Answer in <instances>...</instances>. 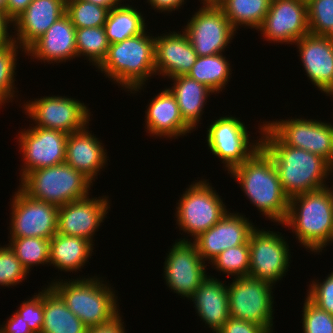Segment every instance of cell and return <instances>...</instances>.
Here are the masks:
<instances>
[{"label": "cell", "mask_w": 333, "mask_h": 333, "mask_svg": "<svg viewBox=\"0 0 333 333\" xmlns=\"http://www.w3.org/2000/svg\"><path fill=\"white\" fill-rule=\"evenodd\" d=\"M109 10L84 0H66V15L75 28L104 26Z\"/></svg>", "instance_id": "8d00e7d4"}, {"label": "cell", "mask_w": 333, "mask_h": 333, "mask_svg": "<svg viewBox=\"0 0 333 333\" xmlns=\"http://www.w3.org/2000/svg\"><path fill=\"white\" fill-rule=\"evenodd\" d=\"M31 60L44 63H63L77 58L76 28L65 14L27 50Z\"/></svg>", "instance_id": "603a6c76"}, {"label": "cell", "mask_w": 333, "mask_h": 333, "mask_svg": "<svg viewBox=\"0 0 333 333\" xmlns=\"http://www.w3.org/2000/svg\"><path fill=\"white\" fill-rule=\"evenodd\" d=\"M154 55L156 75L167 79L187 75L198 57L183 30L156 35Z\"/></svg>", "instance_id": "44dd1931"}, {"label": "cell", "mask_w": 333, "mask_h": 333, "mask_svg": "<svg viewBox=\"0 0 333 333\" xmlns=\"http://www.w3.org/2000/svg\"><path fill=\"white\" fill-rule=\"evenodd\" d=\"M84 1L105 7L108 10H111L112 8L121 5L117 0H84Z\"/></svg>", "instance_id": "681fc988"}, {"label": "cell", "mask_w": 333, "mask_h": 333, "mask_svg": "<svg viewBox=\"0 0 333 333\" xmlns=\"http://www.w3.org/2000/svg\"><path fill=\"white\" fill-rule=\"evenodd\" d=\"M19 187L30 197L57 207L88 196L93 183L65 162L28 172Z\"/></svg>", "instance_id": "8992f818"}, {"label": "cell", "mask_w": 333, "mask_h": 333, "mask_svg": "<svg viewBox=\"0 0 333 333\" xmlns=\"http://www.w3.org/2000/svg\"><path fill=\"white\" fill-rule=\"evenodd\" d=\"M328 96L333 98V91Z\"/></svg>", "instance_id": "db71d44e"}, {"label": "cell", "mask_w": 333, "mask_h": 333, "mask_svg": "<svg viewBox=\"0 0 333 333\" xmlns=\"http://www.w3.org/2000/svg\"><path fill=\"white\" fill-rule=\"evenodd\" d=\"M33 0H7L5 13L14 22Z\"/></svg>", "instance_id": "7dc6e473"}, {"label": "cell", "mask_w": 333, "mask_h": 333, "mask_svg": "<svg viewBox=\"0 0 333 333\" xmlns=\"http://www.w3.org/2000/svg\"><path fill=\"white\" fill-rule=\"evenodd\" d=\"M228 174L238 182L244 195L261 215L278 225L285 222L289 197L281 186L272 158L261 147Z\"/></svg>", "instance_id": "7a4b0ae2"}, {"label": "cell", "mask_w": 333, "mask_h": 333, "mask_svg": "<svg viewBox=\"0 0 333 333\" xmlns=\"http://www.w3.org/2000/svg\"><path fill=\"white\" fill-rule=\"evenodd\" d=\"M10 198L8 238L51 239L57 233L59 207L28 196L19 186Z\"/></svg>", "instance_id": "4fadbf2b"}, {"label": "cell", "mask_w": 333, "mask_h": 333, "mask_svg": "<svg viewBox=\"0 0 333 333\" xmlns=\"http://www.w3.org/2000/svg\"><path fill=\"white\" fill-rule=\"evenodd\" d=\"M201 4H218L221 0H199Z\"/></svg>", "instance_id": "f907efd6"}, {"label": "cell", "mask_w": 333, "mask_h": 333, "mask_svg": "<svg viewBox=\"0 0 333 333\" xmlns=\"http://www.w3.org/2000/svg\"><path fill=\"white\" fill-rule=\"evenodd\" d=\"M217 333H269L263 326L234 318H229Z\"/></svg>", "instance_id": "7bdbcfd3"}, {"label": "cell", "mask_w": 333, "mask_h": 333, "mask_svg": "<svg viewBox=\"0 0 333 333\" xmlns=\"http://www.w3.org/2000/svg\"><path fill=\"white\" fill-rule=\"evenodd\" d=\"M137 9L127 3L109 10L104 28L110 44L139 35L147 30L145 16Z\"/></svg>", "instance_id": "f546056e"}, {"label": "cell", "mask_w": 333, "mask_h": 333, "mask_svg": "<svg viewBox=\"0 0 333 333\" xmlns=\"http://www.w3.org/2000/svg\"><path fill=\"white\" fill-rule=\"evenodd\" d=\"M255 225L244 214L227 212L213 227L193 240L201 259L210 264L222 251L249 242Z\"/></svg>", "instance_id": "d6986e66"}, {"label": "cell", "mask_w": 333, "mask_h": 333, "mask_svg": "<svg viewBox=\"0 0 333 333\" xmlns=\"http://www.w3.org/2000/svg\"><path fill=\"white\" fill-rule=\"evenodd\" d=\"M256 31L261 32L266 42L294 45L309 34L306 0H272Z\"/></svg>", "instance_id": "e0dca14e"}, {"label": "cell", "mask_w": 333, "mask_h": 333, "mask_svg": "<svg viewBox=\"0 0 333 333\" xmlns=\"http://www.w3.org/2000/svg\"><path fill=\"white\" fill-rule=\"evenodd\" d=\"M94 244L82 237L56 233L50 239L49 265L63 272H78L89 262Z\"/></svg>", "instance_id": "83f0119b"}, {"label": "cell", "mask_w": 333, "mask_h": 333, "mask_svg": "<svg viewBox=\"0 0 333 333\" xmlns=\"http://www.w3.org/2000/svg\"><path fill=\"white\" fill-rule=\"evenodd\" d=\"M249 242L228 248L218 254L210 263L218 272L234 278L249 276Z\"/></svg>", "instance_id": "d590c367"}, {"label": "cell", "mask_w": 333, "mask_h": 333, "mask_svg": "<svg viewBox=\"0 0 333 333\" xmlns=\"http://www.w3.org/2000/svg\"><path fill=\"white\" fill-rule=\"evenodd\" d=\"M265 229L256 227L250 234L249 276L275 285L289 271L292 256L282 233Z\"/></svg>", "instance_id": "8fae6325"}, {"label": "cell", "mask_w": 333, "mask_h": 333, "mask_svg": "<svg viewBox=\"0 0 333 333\" xmlns=\"http://www.w3.org/2000/svg\"><path fill=\"white\" fill-rule=\"evenodd\" d=\"M272 0H221L218 5L235 30L247 27L257 30L270 8Z\"/></svg>", "instance_id": "1f68e13d"}, {"label": "cell", "mask_w": 333, "mask_h": 333, "mask_svg": "<svg viewBox=\"0 0 333 333\" xmlns=\"http://www.w3.org/2000/svg\"><path fill=\"white\" fill-rule=\"evenodd\" d=\"M19 51L26 54V51L15 41L0 48V107L12 102L15 99L14 97L18 98L15 93L19 91L15 87L16 78L14 77L17 74L16 62L19 59Z\"/></svg>", "instance_id": "e575fe53"}, {"label": "cell", "mask_w": 333, "mask_h": 333, "mask_svg": "<svg viewBox=\"0 0 333 333\" xmlns=\"http://www.w3.org/2000/svg\"><path fill=\"white\" fill-rule=\"evenodd\" d=\"M309 33L333 38V0H306Z\"/></svg>", "instance_id": "74e56055"}, {"label": "cell", "mask_w": 333, "mask_h": 333, "mask_svg": "<svg viewBox=\"0 0 333 333\" xmlns=\"http://www.w3.org/2000/svg\"><path fill=\"white\" fill-rule=\"evenodd\" d=\"M319 280L311 279L306 295L320 309L333 315V271L321 282Z\"/></svg>", "instance_id": "b9f144b4"}, {"label": "cell", "mask_w": 333, "mask_h": 333, "mask_svg": "<svg viewBox=\"0 0 333 333\" xmlns=\"http://www.w3.org/2000/svg\"><path fill=\"white\" fill-rule=\"evenodd\" d=\"M183 27L198 57L220 54L237 31L218 4H202Z\"/></svg>", "instance_id": "7c38bea8"}, {"label": "cell", "mask_w": 333, "mask_h": 333, "mask_svg": "<svg viewBox=\"0 0 333 333\" xmlns=\"http://www.w3.org/2000/svg\"><path fill=\"white\" fill-rule=\"evenodd\" d=\"M45 287L41 333H86L85 324L65 305L61 297L49 285Z\"/></svg>", "instance_id": "f1b7e54d"}, {"label": "cell", "mask_w": 333, "mask_h": 333, "mask_svg": "<svg viewBox=\"0 0 333 333\" xmlns=\"http://www.w3.org/2000/svg\"><path fill=\"white\" fill-rule=\"evenodd\" d=\"M7 245L28 273L35 265L37 267L40 264L42 266L49 264V239L40 237L10 238Z\"/></svg>", "instance_id": "836d02e7"}, {"label": "cell", "mask_w": 333, "mask_h": 333, "mask_svg": "<svg viewBox=\"0 0 333 333\" xmlns=\"http://www.w3.org/2000/svg\"><path fill=\"white\" fill-rule=\"evenodd\" d=\"M289 227L306 251L318 254L333 243L332 187L289 198L288 214L282 228Z\"/></svg>", "instance_id": "3957f363"}, {"label": "cell", "mask_w": 333, "mask_h": 333, "mask_svg": "<svg viewBox=\"0 0 333 333\" xmlns=\"http://www.w3.org/2000/svg\"><path fill=\"white\" fill-rule=\"evenodd\" d=\"M171 247L163 266L165 284L180 298L188 300L208 276V263L201 259L193 241L177 239Z\"/></svg>", "instance_id": "9a60e30c"}, {"label": "cell", "mask_w": 333, "mask_h": 333, "mask_svg": "<svg viewBox=\"0 0 333 333\" xmlns=\"http://www.w3.org/2000/svg\"><path fill=\"white\" fill-rule=\"evenodd\" d=\"M265 125L287 146L321 156L333 165V123L303 117L265 121Z\"/></svg>", "instance_id": "5bb4252c"}, {"label": "cell", "mask_w": 333, "mask_h": 333, "mask_svg": "<svg viewBox=\"0 0 333 333\" xmlns=\"http://www.w3.org/2000/svg\"><path fill=\"white\" fill-rule=\"evenodd\" d=\"M151 99L144 121L145 132L150 136L175 140L193 132L181 117L177 100L167 87Z\"/></svg>", "instance_id": "d4e9b609"}, {"label": "cell", "mask_w": 333, "mask_h": 333, "mask_svg": "<svg viewBox=\"0 0 333 333\" xmlns=\"http://www.w3.org/2000/svg\"><path fill=\"white\" fill-rule=\"evenodd\" d=\"M7 0H0V10H2L5 13Z\"/></svg>", "instance_id": "816d5d0a"}, {"label": "cell", "mask_w": 333, "mask_h": 333, "mask_svg": "<svg viewBox=\"0 0 333 333\" xmlns=\"http://www.w3.org/2000/svg\"><path fill=\"white\" fill-rule=\"evenodd\" d=\"M188 300H192L204 327L208 326L213 333H217L230 318L227 284L219 278L208 275Z\"/></svg>", "instance_id": "484cf974"}, {"label": "cell", "mask_w": 333, "mask_h": 333, "mask_svg": "<svg viewBox=\"0 0 333 333\" xmlns=\"http://www.w3.org/2000/svg\"><path fill=\"white\" fill-rule=\"evenodd\" d=\"M332 186V201H333V185H331Z\"/></svg>", "instance_id": "11a10c76"}, {"label": "cell", "mask_w": 333, "mask_h": 333, "mask_svg": "<svg viewBox=\"0 0 333 333\" xmlns=\"http://www.w3.org/2000/svg\"><path fill=\"white\" fill-rule=\"evenodd\" d=\"M65 14L66 0H33L13 22L14 41L26 51Z\"/></svg>", "instance_id": "7402d4cb"}, {"label": "cell", "mask_w": 333, "mask_h": 333, "mask_svg": "<svg viewBox=\"0 0 333 333\" xmlns=\"http://www.w3.org/2000/svg\"><path fill=\"white\" fill-rule=\"evenodd\" d=\"M232 280L227 285L230 317L261 325L274 333L275 285L250 276L232 277Z\"/></svg>", "instance_id": "9c48e42d"}, {"label": "cell", "mask_w": 333, "mask_h": 333, "mask_svg": "<svg viewBox=\"0 0 333 333\" xmlns=\"http://www.w3.org/2000/svg\"><path fill=\"white\" fill-rule=\"evenodd\" d=\"M294 44L308 80L328 96L333 91V38L309 33Z\"/></svg>", "instance_id": "ffe728a7"}, {"label": "cell", "mask_w": 333, "mask_h": 333, "mask_svg": "<svg viewBox=\"0 0 333 333\" xmlns=\"http://www.w3.org/2000/svg\"><path fill=\"white\" fill-rule=\"evenodd\" d=\"M173 84L168 87L175 96L181 117L195 131L198 129L208 97L215 94L209 87L197 82L188 75L170 78ZM211 93V94H210ZM197 126V127H196ZM195 129V130H194Z\"/></svg>", "instance_id": "4316f807"}, {"label": "cell", "mask_w": 333, "mask_h": 333, "mask_svg": "<svg viewBox=\"0 0 333 333\" xmlns=\"http://www.w3.org/2000/svg\"><path fill=\"white\" fill-rule=\"evenodd\" d=\"M30 128V129H29ZM22 130V131H21ZM18 131V147L24 163L19 168L20 180L30 171L65 162L68 134L60 130L30 126Z\"/></svg>", "instance_id": "2e32d148"}, {"label": "cell", "mask_w": 333, "mask_h": 333, "mask_svg": "<svg viewBox=\"0 0 333 333\" xmlns=\"http://www.w3.org/2000/svg\"><path fill=\"white\" fill-rule=\"evenodd\" d=\"M196 181V182H195ZM176 203L175 217L179 230L187 235L179 240L197 238L220 221L228 212L222 196L207 179L195 180ZM208 181V182H207ZM188 237H191L188 239ZM193 238V239H192Z\"/></svg>", "instance_id": "52a82bcc"}, {"label": "cell", "mask_w": 333, "mask_h": 333, "mask_svg": "<svg viewBox=\"0 0 333 333\" xmlns=\"http://www.w3.org/2000/svg\"><path fill=\"white\" fill-rule=\"evenodd\" d=\"M88 129L87 126L81 131L68 134L65 163L81 172L93 183L101 174L99 172L108 165L109 159L102 141Z\"/></svg>", "instance_id": "cb8c5ba5"}, {"label": "cell", "mask_w": 333, "mask_h": 333, "mask_svg": "<svg viewBox=\"0 0 333 333\" xmlns=\"http://www.w3.org/2000/svg\"><path fill=\"white\" fill-rule=\"evenodd\" d=\"M23 103L24 113L30 118V122H34L32 126L60 130L67 134L76 133L89 126L90 117L93 115L84 102L65 95L52 94Z\"/></svg>", "instance_id": "30bf717a"}, {"label": "cell", "mask_w": 333, "mask_h": 333, "mask_svg": "<svg viewBox=\"0 0 333 333\" xmlns=\"http://www.w3.org/2000/svg\"><path fill=\"white\" fill-rule=\"evenodd\" d=\"M187 0H147L148 5H151L152 9L159 13H171L177 11L184 5Z\"/></svg>", "instance_id": "bcb514c9"}, {"label": "cell", "mask_w": 333, "mask_h": 333, "mask_svg": "<svg viewBox=\"0 0 333 333\" xmlns=\"http://www.w3.org/2000/svg\"><path fill=\"white\" fill-rule=\"evenodd\" d=\"M230 61L223 53L197 57L188 76L209 87L216 95L222 92L232 78Z\"/></svg>", "instance_id": "4dcf8cb0"}, {"label": "cell", "mask_w": 333, "mask_h": 333, "mask_svg": "<svg viewBox=\"0 0 333 333\" xmlns=\"http://www.w3.org/2000/svg\"><path fill=\"white\" fill-rule=\"evenodd\" d=\"M120 4H126V3H124V2H126L127 0H117ZM130 0H128V2H129ZM134 1V0H133ZM123 2V3H122Z\"/></svg>", "instance_id": "f5cc1de1"}, {"label": "cell", "mask_w": 333, "mask_h": 333, "mask_svg": "<svg viewBox=\"0 0 333 333\" xmlns=\"http://www.w3.org/2000/svg\"><path fill=\"white\" fill-rule=\"evenodd\" d=\"M8 318L0 325V333H33L17 312Z\"/></svg>", "instance_id": "ee69618b"}, {"label": "cell", "mask_w": 333, "mask_h": 333, "mask_svg": "<svg viewBox=\"0 0 333 333\" xmlns=\"http://www.w3.org/2000/svg\"><path fill=\"white\" fill-rule=\"evenodd\" d=\"M16 312L22 316L33 333H41L43 325V289L38 290L33 297L24 300Z\"/></svg>", "instance_id": "60d3db41"}, {"label": "cell", "mask_w": 333, "mask_h": 333, "mask_svg": "<svg viewBox=\"0 0 333 333\" xmlns=\"http://www.w3.org/2000/svg\"><path fill=\"white\" fill-rule=\"evenodd\" d=\"M122 314H118L110 322L87 328L86 333H126Z\"/></svg>", "instance_id": "f6af8a7d"}, {"label": "cell", "mask_w": 333, "mask_h": 333, "mask_svg": "<svg viewBox=\"0 0 333 333\" xmlns=\"http://www.w3.org/2000/svg\"><path fill=\"white\" fill-rule=\"evenodd\" d=\"M109 45L104 26L76 28L77 57L85 56L95 68L107 57Z\"/></svg>", "instance_id": "d6a6232c"}, {"label": "cell", "mask_w": 333, "mask_h": 333, "mask_svg": "<svg viewBox=\"0 0 333 333\" xmlns=\"http://www.w3.org/2000/svg\"><path fill=\"white\" fill-rule=\"evenodd\" d=\"M261 140V148L272 158L289 198L329 186L332 166L321 156L285 145L266 125Z\"/></svg>", "instance_id": "6da1fadb"}, {"label": "cell", "mask_w": 333, "mask_h": 333, "mask_svg": "<svg viewBox=\"0 0 333 333\" xmlns=\"http://www.w3.org/2000/svg\"><path fill=\"white\" fill-rule=\"evenodd\" d=\"M11 26V27H10ZM13 22L7 17L6 13L0 10V48L11 44L13 39V34L9 33V29L13 28Z\"/></svg>", "instance_id": "c3c4849f"}, {"label": "cell", "mask_w": 333, "mask_h": 333, "mask_svg": "<svg viewBox=\"0 0 333 333\" xmlns=\"http://www.w3.org/2000/svg\"><path fill=\"white\" fill-rule=\"evenodd\" d=\"M86 277L79 275V278L64 281L56 277L48 285L85 326L91 328L110 322L121 311L115 287L101 276Z\"/></svg>", "instance_id": "5b68a950"}, {"label": "cell", "mask_w": 333, "mask_h": 333, "mask_svg": "<svg viewBox=\"0 0 333 333\" xmlns=\"http://www.w3.org/2000/svg\"><path fill=\"white\" fill-rule=\"evenodd\" d=\"M91 194L60 206L57 233L82 237L94 243V236L107 218L111 202L109 196L91 197ZM109 199V200H108Z\"/></svg>", "instance_id": "ac0fdd59"}, {"label": "cell", "mask_w": 333, "mask_h": 333, "mask_svg": "<svg viewBox=\"0 0 333 333\" xmlns=\"http://www.w3.org/2000/svg\"><path fill=\"white\" fill-rule=\"evenodd\" d=\"M304 299L302 333H333V315L320 309L307 296Z\"/></svg>", "instance_id": "ab89813d"}, {"label": "cell", "mask_w": 333, "mask_h": 333, "mask_svg": "<svg viewBox=\"0 0 333 333\" xmlns=\"http://www.w3.org/2000/svg\"><path fill=\"white\" fill-rule=\"evenodd\" d=\"M30 275L8 245H0V286L16 287ZM21 282V283H20Z\"/></svg>", "instance_id": "f35d334b"}, {"label": "cell", "mask_w": 333, "mask_h": 333, "mask_svg": "<svg viewBox=\"0 0 333 333\" xmlns=\"http://www.w3.org/2000/svg\"><path fill=\"white\" fill-rule=\"evenodd\" d=\"M155 37L148 30L109 45L107 57L97 68L121 90L135 94L155 73ZM149 77V78H148ZM145 85V86H144Z\"/></svg>", "instance_id": "277c9868"}, {"label": "cell", "mask_w": 333, "mask_h": 333, "mask_svg": "<svg viewBox=\"0 0 333 333\" xmlns=\"http://www.w3.org/2000/svg\"><path fill=\"white\" fill-rule=\"evenodd\" d=\"M238 117L221 116L212 121L206 133V142L212 155L219 158L229 173L234 167L243 164L261 147V135L265 121L259 124V136L251 141L247 125ZM250 136V137H249ZM251 141V142H250Z\"/></svg>", "instance_id": "ba28073f"}]
</instances>
